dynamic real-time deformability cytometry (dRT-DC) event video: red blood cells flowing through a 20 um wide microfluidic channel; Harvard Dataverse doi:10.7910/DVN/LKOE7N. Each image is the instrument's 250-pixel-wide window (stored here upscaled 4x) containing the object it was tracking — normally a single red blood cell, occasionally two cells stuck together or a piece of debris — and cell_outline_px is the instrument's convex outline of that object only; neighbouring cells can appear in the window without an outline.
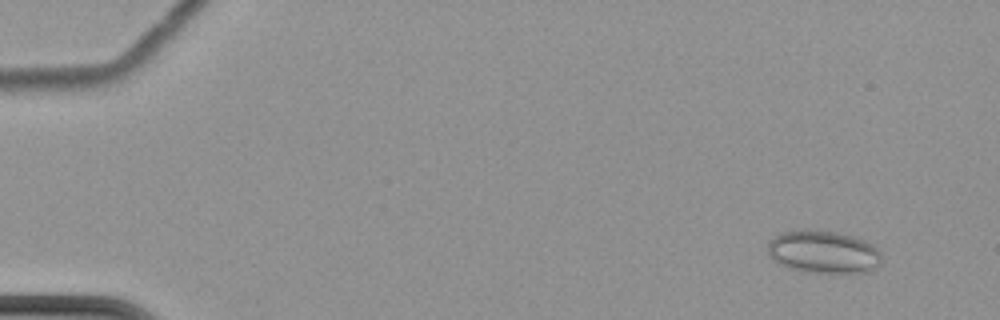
{"species": "common noctule bat (a hibernating species)", "species_latin": "Nyctalus noctula", "temperature_condition": "cold", "stored_images_in_passage": 64, "camera_frame_rate_fps": 3000, "um_per_image_px": 0.085, "animal": {"sex": "female", "body_mass_g": 22.7, "forearm_length_mm": 54.2}, "frame": {"image": 1, "passage_image": 7, "time_ms": 2.0, "image_size_px": [1000, 320], "cell_outline_px": [[880, 264], [868, 272], [804, 272], [788, 268], [772, 260], [768, 252], [768, 240], [780, 232], [804, 228], [840, 232], [856, 236], [872, 244], [880, 252]], "centroid_in_image_um": [69.94, 21.38], "position_along_channel_um": 15.1, "area_um2": 28.84}}
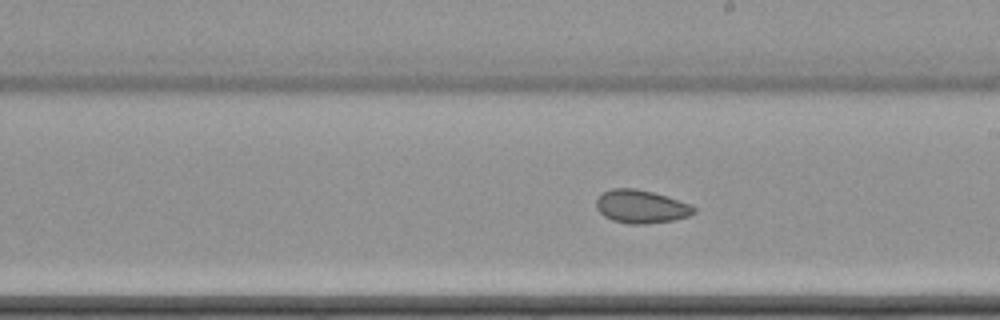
{"frame": {"image": 2, "passage_image": 39, "time_ms": 12.667, "image_size_px": [1000, 320], "cell_outline_px": [[696, 212], [688, 216], [672, 220], [644, 224], [628, 224], [612, 220], [604, 216], [596, 208], [596, 200], [604, 192], [612, 188], [636, 188], [652, 192], [692, 204], [696, 208]], "centroid_in_image_um": [54.5, 17.56], "position_along_channel_um": 234.5, "area_um2": 18.84}}
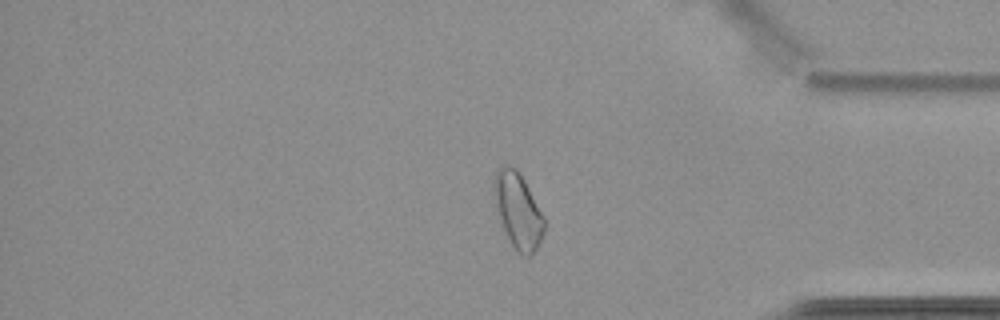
{"frame": {"image": 3, "passage_image": 54, "time_ms": 17.667, "image_size_px": [1000, 320], "cell_outline_px": [[544, 232], [536, 248], [528, 256], [524, 256], [516, 252], [512, 248], [496, 212], [492, 192], [492, 184], [496, 172], [504, 164], [508, 164], [516, 168], [524, 180], [544, 216]], "centroid_in_image_um": [43.98, 17.89], "position_along_channel_um": 391.2, "area_um2": 22.31}, "authors_computed_cell_mechanics": {"area_um2": 22.4264, "velocity_mm_per_s": 3.4812, "shape_relaxation_time_tau1_ms": null, "shape_relaxation_time_tau2_ms": 3.8544, "deformation_change_tau1": null, "deformation_change_tau2": 0.0632}}